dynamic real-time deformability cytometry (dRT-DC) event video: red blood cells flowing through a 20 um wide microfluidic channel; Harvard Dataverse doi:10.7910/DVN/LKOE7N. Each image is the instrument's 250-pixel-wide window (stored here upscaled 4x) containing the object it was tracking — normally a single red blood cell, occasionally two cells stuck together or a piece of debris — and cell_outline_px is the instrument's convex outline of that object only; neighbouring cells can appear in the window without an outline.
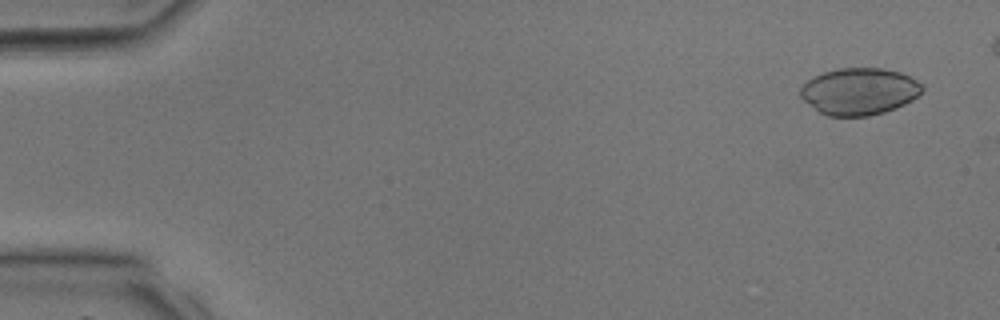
{"species": "common noctule bat (a hibernating species)", "species_latin": "Nyctalus noctula", "temperature_condition": "room temperature", "stored_images_in_passage": 6, "camera_frame_rate_fps": 3000, "um_per_image_px": 0.085, "animal": {"sex": "male", "body_mass_g": 17.9, "forearm_length_mm": 54.2}, "frame": {"image": 1, "passage_image": 2, "time_ms": 0.333, "image_size_px": [1000, 320], "cell_outline_px": [[924, 88], [912, 100], [896, 108], [884, 112], [868, 116], [828, 116], [820, 112], [804, 100], [800, 96], [800, 88], [808, 80], [824, 72], [840, 68], [880, 68], [900, 72], [916, 80]], "centroid_in_image_um": [73.03, 7.77], "position_along_channel_um": 12.0, "area_um2": 32.95}}